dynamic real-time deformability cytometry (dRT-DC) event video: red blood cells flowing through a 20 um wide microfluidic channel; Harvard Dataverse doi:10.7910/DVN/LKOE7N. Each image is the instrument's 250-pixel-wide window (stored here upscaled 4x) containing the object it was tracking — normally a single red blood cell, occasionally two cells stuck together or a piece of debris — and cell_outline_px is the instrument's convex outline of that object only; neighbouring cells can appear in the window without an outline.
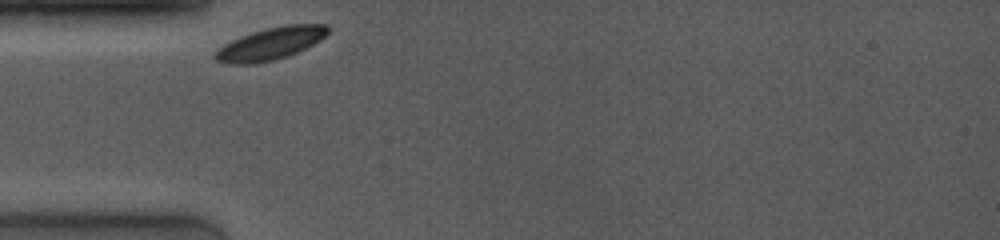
{"species": "common noctule bat (a hibernating species)", "species_latin": "Nyctalus noctula", "temperature_condition": "room temperature", "stored_images_in_passage": 32, "camera_frame_rate_fps": 4000, "um_per_image_px": 0.085, "animal": {"sex": "female", "body_mass_g": 19.0, "forearm_length_mm": 53.3}, "frame": {"image": 1, "passage_image": 1, "time_ms": 0.0, "image_size_px": [1000, 240], "cell_outline_px": [[328, 32], [320, 40], [296, 52], [272, 60], [252, 64], [228, 64], [216, 60], [212, 56], [224, 44], [240, 36], [264, 28], [284, 24], [328, 24]], "centroid_in_image_um": [22.97, 3.69], "position_along_channel_um": 62.0, "area_um2": 20.98}}
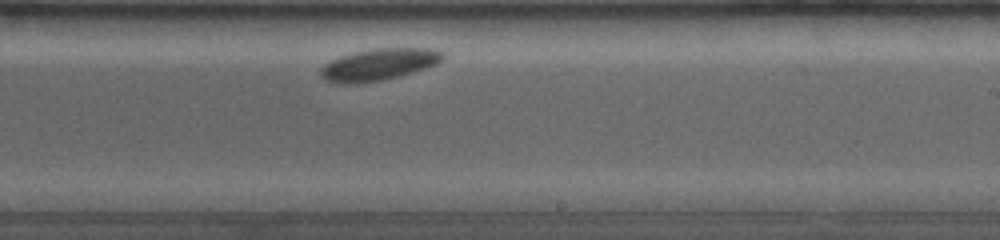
{"frame": {"image": 2, "passage_image": 24, "time_ms": 5.5, "image_size_px": [1000, 240], "cell_outline_px": [[444, 56], [436, 64], [400, 76], [384, 80], [356, 84], [340, 84], [324, 80], [320, 76], [320, 68], [324, 64], [340, 56], [356, 52], [376, 48], [428, 48], [444, 52]], "centroid_in_image_um": [32.15, 5.5], "position_along_channel_um": 256.8, "area_um2": 22.6}}
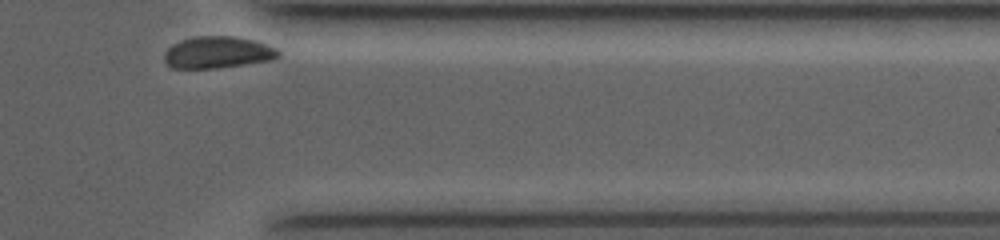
{"frame": {"image": 3, "passage_image": 32, "time_ms": 9.25, "image_size_px": [1000, 240], "cell_outline_px": [[280, 56], [272, 60], [216, 68], [172, 68], [164, 60], [164, 52], [172, 44], [180, 40], [196, 36], [236, 36], [252, 40], [276, 48], [280, 52]], "centroid_in_image_um": [18.48, 4.45], "position_along_channel_um": 392.9, "area_um2": 21.1}, "authors_computed_cell_mechanics": {"area_um2": 21.386, "velocity_mm_per_s": 3.574, "shape_relaxation_time_tau1_ms": 2.0516, "shape_relaxation_time_tau2_ms": null, "deformation_change_tau1": 0.0492, "deformation_change_tau2": null}}